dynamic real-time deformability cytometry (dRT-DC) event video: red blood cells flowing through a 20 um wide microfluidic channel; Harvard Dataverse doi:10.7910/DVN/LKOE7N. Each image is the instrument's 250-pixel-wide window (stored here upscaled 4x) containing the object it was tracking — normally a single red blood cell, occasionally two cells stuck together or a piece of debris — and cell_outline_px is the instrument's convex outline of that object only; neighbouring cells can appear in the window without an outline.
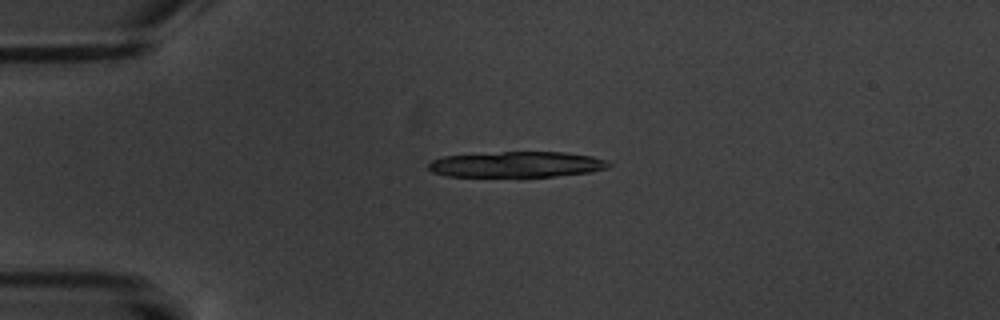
{"species": "common noctule bat (a hibernating species)", "species_latin": "Nyctalus noctula", "temperature_condition": "warm", "stored_images_in_passage": 6, "camera_frame_rate_fps": 3000, "um_per_image_px": 0.085, "animal": {"sex": "male", "body_mass_g": 20.1, "forearm_length_mm": 53.5}, "frame": {"image": 1, "passage_image": 5, "time_ms": 4.667, "image_size_px": [1000, 320], "cell_outline_px": [[612, 164], [608, 168], [592, 172], [556, 176], [448, 176], [432, 172], [428, 168], [428, 164], [432, 160], [444, 156], [504, 152], [564, 152], [592, 156], [608, 160]], "centroid_in_image_um": [43.98, 13.97], "position_along_channel_um": 41.0, "area_um2": 26.93}}